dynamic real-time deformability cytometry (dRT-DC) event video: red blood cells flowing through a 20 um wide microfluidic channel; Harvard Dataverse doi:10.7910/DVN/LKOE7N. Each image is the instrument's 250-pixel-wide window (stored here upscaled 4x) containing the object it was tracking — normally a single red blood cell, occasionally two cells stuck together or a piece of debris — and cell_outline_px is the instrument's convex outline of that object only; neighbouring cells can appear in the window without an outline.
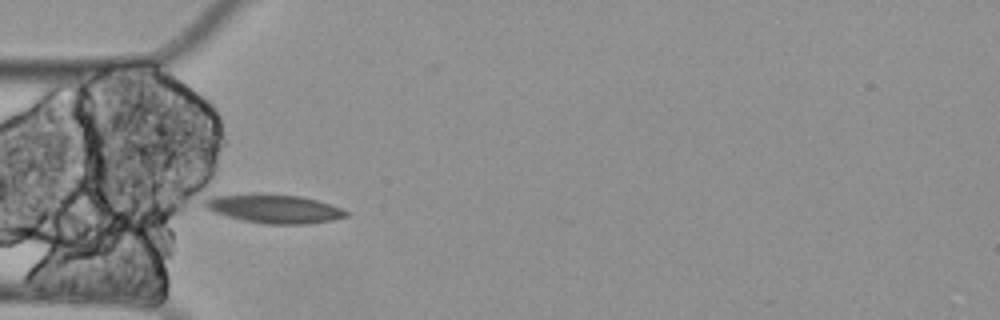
{"species": "Egyptian fruit bat (a non-hibernating species)", "species_latin": "Rousettus aegyptiacus", "temperature_condition": "cold", "stored_images_in_passage": 4, "camera_frame_rate_fps": 3000, "um_per_image_px": 0.085, "animal": {"sex": "female"}, "frame": {"image": 1, "passage_image": 4, "time_ms": 1.0, "image_size_px": [1000, 320], "cell_outline_px": [[348, 216], [332, 220], [308, 224], [264, 224], [244, 220], [228, 216], [204, 208], [200, 204], [204, 200], [212, 196], [256, 192], [300, 196], [316, 200], [340, 208], [348, 212]], "centroid_in_image_um": [23.24, 17.72], "position_along_channel_um": 61.8, "area_um2": 23.87}}